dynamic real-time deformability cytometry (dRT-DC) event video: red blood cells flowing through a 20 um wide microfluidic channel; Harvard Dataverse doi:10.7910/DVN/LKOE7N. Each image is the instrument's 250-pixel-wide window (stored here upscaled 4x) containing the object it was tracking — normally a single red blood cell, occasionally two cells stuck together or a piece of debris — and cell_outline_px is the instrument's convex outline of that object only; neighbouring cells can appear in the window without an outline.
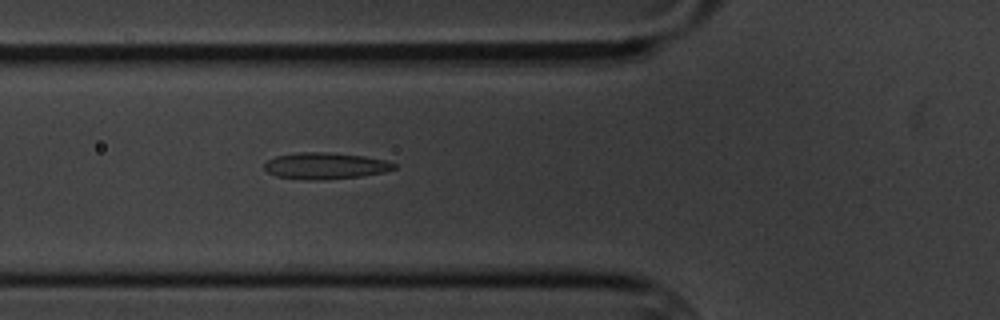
{"species": "common noctule bat (a hibernating species)", "species_latin": "Nyctalus noctula", "temperature_condition": "cold", "stored_images_in_passage": 6, "camera_frame_rate_fps": 3000, "um_per_image_px": 0.085, "animal": {"sex": "male", "body_mass_g": 20.1, "forearm_length_mm": 53.5}, "frame": {"image": 1, "passage_image": 6, "time_ms": 6.667, "image_size_px": [1000, 320], "cell_outline_px": [[396, 168], [384, 172], [360, 176], [320, 180], [308, 180], [276, 176], [268, 172], [264, 168], [264, 164], [268, 160], [276, 156], [300, 152], [328, 152], [364, 156], [388, 160], [396, 164]], "centroid_in_image_um": [27.67, 14.09], "position_along_channel_um": 98.1, "area_um2": 20.0}}